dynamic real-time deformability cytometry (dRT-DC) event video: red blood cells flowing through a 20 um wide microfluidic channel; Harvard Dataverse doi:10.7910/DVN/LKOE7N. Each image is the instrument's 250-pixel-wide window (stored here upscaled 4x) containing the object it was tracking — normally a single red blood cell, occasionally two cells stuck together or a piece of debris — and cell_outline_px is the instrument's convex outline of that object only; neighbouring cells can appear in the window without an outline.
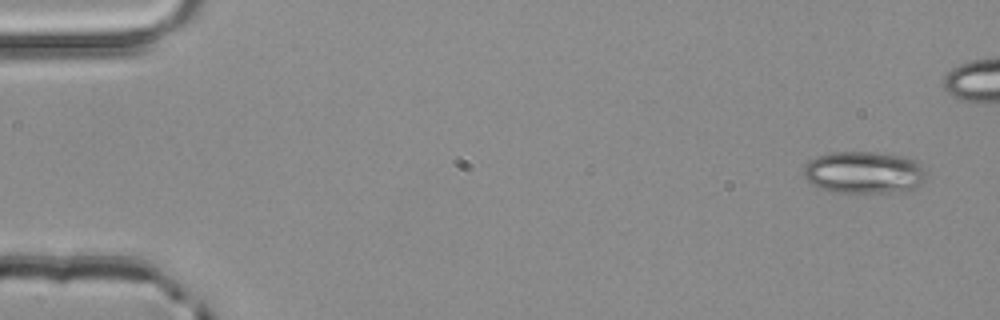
{"species": "common noctule bat (a hibernating species)", "species_latin": "Nyctalus noctula", "temperature_condition": "room temperature", "stored_images_in_passage": 4, "camera_frame_rate_fps": 3000, "um_per_image_px": 0.085, "animal": {"sex": "male", "body_mass_g": 20.4}, "frame": {"image": 1, "passage_image": 1, "time_ms": 0.0, "image_size_px": [1000, 320], "cell_outline_px": [[928, 172], [924, 180], [920, 184], [904, 192], [836, 192], [820, 188], [812, 184], [804, 176], [804, 168], [816, 156], [832, 152], [872, 152], [904, 156], [916, 160]], "centroid_in_image_um": [73.49, 14.65], "position_along_channel_um": 11.5, "area_um2": 30.06}}
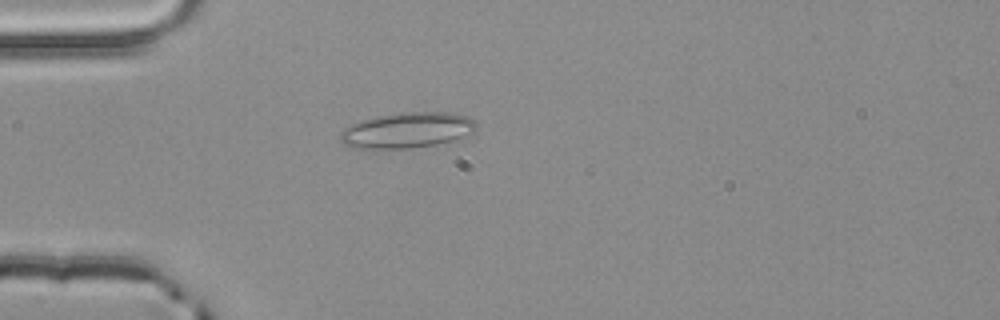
{"frame": {"image": 2, "passage_image": 4, "time_ms": 1.0, "image_size_px": [1000, 320], "cell_outline_px": [[476, 132], [452, 140], [436, 144], [408, 148], [360, 148], [348, 144], [340, 140], [340, 132], [344, 128], [360, 120], [376, 116], [400, 112], [452, 112], [468, 116], [476, 124]], "centroid_in_image_um": [34.64, 11.04], "position_along_channel_um": 50.4, "area_um2": 28.03}}